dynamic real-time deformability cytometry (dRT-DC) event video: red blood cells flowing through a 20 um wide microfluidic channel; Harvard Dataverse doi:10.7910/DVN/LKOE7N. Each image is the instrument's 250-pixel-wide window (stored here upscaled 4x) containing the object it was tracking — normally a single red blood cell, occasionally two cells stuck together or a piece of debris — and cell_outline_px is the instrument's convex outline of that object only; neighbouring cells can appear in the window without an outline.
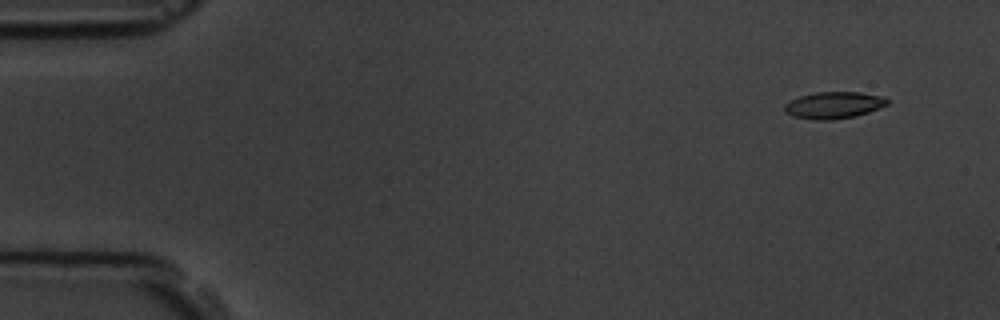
{"species": "common noctule bat (a hibernating species)", "species_latin": "Nyctalus noctula", "temperature_condition": "room temperature", "stored_images_in_passage": 7, "camera_frame_rate_fps": 3000, "um_per_image_px": 0.085, "animal": {"sex": "male", "body_mass_g": 19.5, "forearm_length_mm": 54.6}, "frame": {"image": 1, "passage_image": 1, "time_ms": 0.0, "image_size_px": [1000, 320], "cell_outline_px": [[888, 104], [880, 108], [856, 116], [832, 120], [816, 120], [792, 116], [784, 112], [784, 104], [800, 96], [816, 92], [860, 92], [884, 96], [888, 100]], "centroid_in_image_um": [70.88, 8.94], "position_along_channel_um": 14.1, "area_um2": 16.13}}
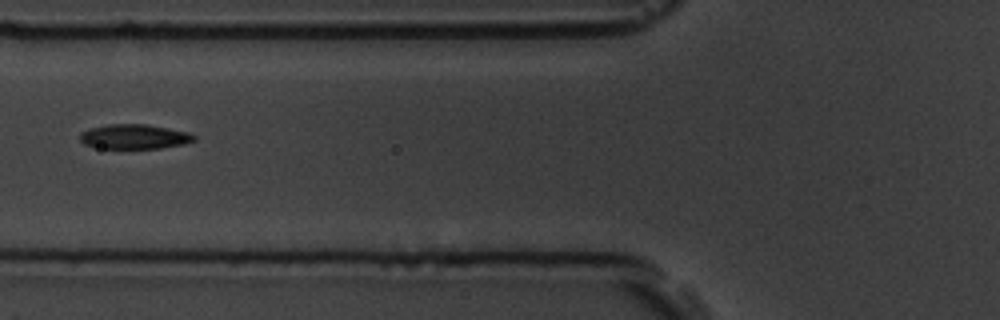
{"frame": {"image": 2, "passage_image": 6, "time_ms": 5.667, "image_size_px": [1000, 320], "cell_outline_px": [[196, 140], [184, 144], [160, 148], [100, 148], [84, 144], [80, 140], [80, 132], [88, 128], [108, 124], [144, 124], [168, 128], [188, 132], [196, 136]], "centroid_in_image_um": [11.4, 11.61], "position_along_channel_um": 114.4, "area_um2": 16.42}}
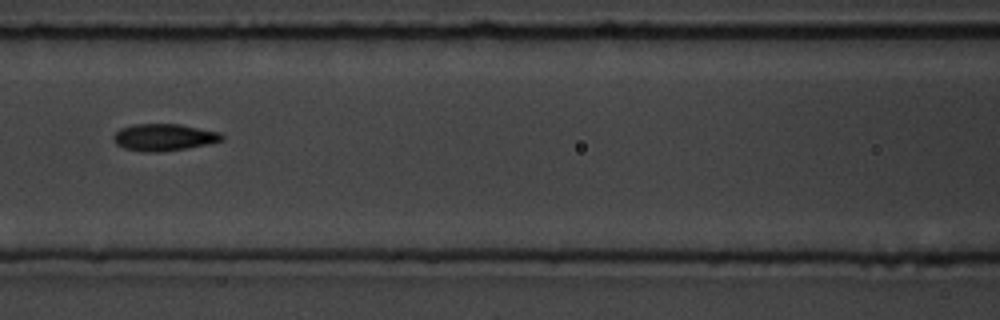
{"frame": {"image": 3, "passage_image": 7, "time_ms": 6.667, "image_size_px": [1000, 320], "cell_outline_px": [[224, 140], [208, 144], [188, 148], [160, 152], [148, 152], [124, 148], [116, 144], [112, 136], [120, 128], [132, 124], [180, 124], [220, 132], [224, 136]], "centroid_in_image_um": [13.94, 11.66], "position_along_channel_um": 152.7, "area_um2": 17.11}}